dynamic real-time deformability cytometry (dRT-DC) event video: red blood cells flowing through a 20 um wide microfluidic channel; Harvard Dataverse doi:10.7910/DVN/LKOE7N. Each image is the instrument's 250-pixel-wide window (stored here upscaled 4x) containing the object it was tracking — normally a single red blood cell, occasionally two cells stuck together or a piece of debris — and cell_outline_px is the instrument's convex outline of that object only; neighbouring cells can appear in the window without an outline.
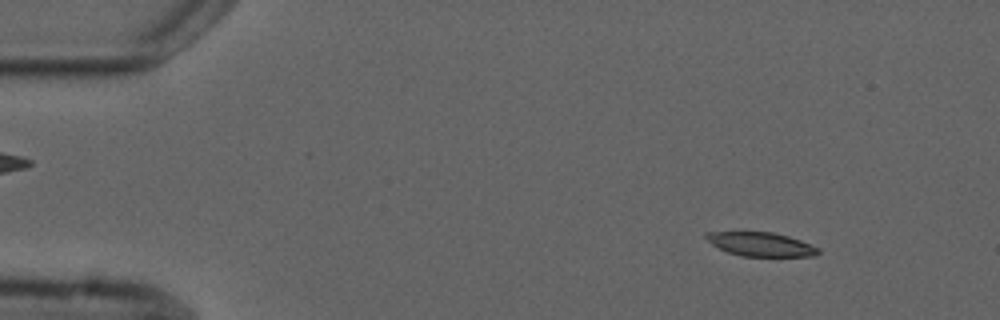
{"species": "common noctule bat (a hibernating species)", "species_latin": "Nyctalus noctula", "temperature_condition": "cold", "stored_images_in_passage": 5, "camera_frame_rate_fps": 3000, "um_per_image_px": 0.085, "animal": {"sex": "male", "forearm_length_mm": 52.5}, "frame": {"image": 1, "passage_image": 3, "time_ms": 2.0, "image_size_px": [1000, 320], "cell_outline_px": [[820, 252], [816, 256], [740, 256], [728, 252], [712, 244], [704, 236], [704, 232], [772, 232], [788, 236], [800, 240], [820, 248]], "centroid_in_image_um": [64.69, 20.76], "position_along_channel_um": 20.3, "area_um2": 15.55}}
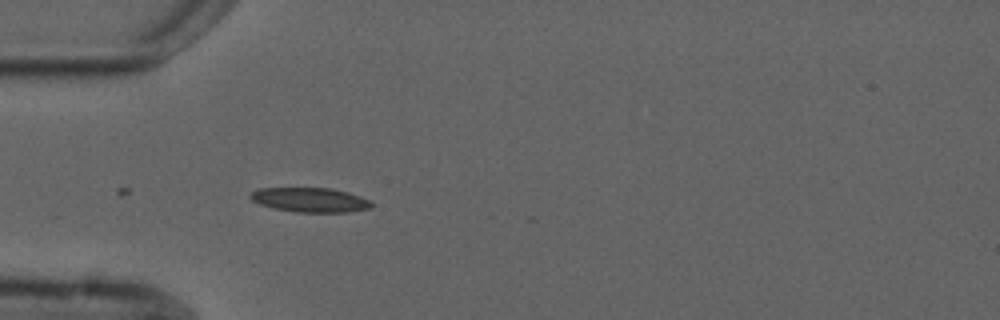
{"frame": {"image": 2, "passage_image": 5, "time_ms": 5.333, "image_size_px": [1000, 320], "cell_outline_px": [[372, 208], [348, 212], [296, 212], [272, 208], [260, 204], [252, 200], [248, 196], [252, 192], [260, 188], [332, 188], [348, 192], [372, 200]], "centroid_in_image_um": [26.39, 16.99], "position_along_channel_um": 58.6, "area_um2": 17.4}}